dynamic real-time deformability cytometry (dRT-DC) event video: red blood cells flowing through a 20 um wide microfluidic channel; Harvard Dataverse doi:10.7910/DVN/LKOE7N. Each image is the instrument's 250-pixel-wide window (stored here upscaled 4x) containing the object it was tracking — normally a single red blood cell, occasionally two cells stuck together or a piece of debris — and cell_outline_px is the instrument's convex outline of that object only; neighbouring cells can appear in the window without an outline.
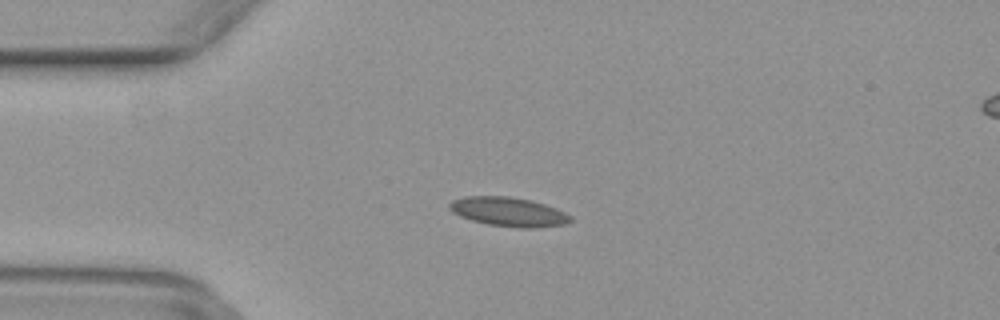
{"species": "common noctule bat (a hibernating species)", "species_latin": "Nyctalus noctula", "temperature_condition": "warm", "stored_images_in_passage": 46, "camera_frame_rate_fps": 3000, "um_per_image_px": 0.085, "animal": {"sex": "female", "body_mass_g": 29.2, "forearm_length_mm": 56.3}, "frame": {"image": 1, "passage_image": 8, "time_ms": 2.333, "image_size_px": [1000, 320], "cell_outline_px": [[572, 220], [564, 224], [536, 228], [520, 228], [488, 224], [472, 220], [460, 216], [452, 212], [448, 208], [448, 204], [452, 200], [464, 196], [508, 196], [532, 200], [556, 208], [572, 216]], "centroid_in_image_um": [43.21, 18.0], "position_along_channel_um": 41.8, "area_um2": 20.63}}
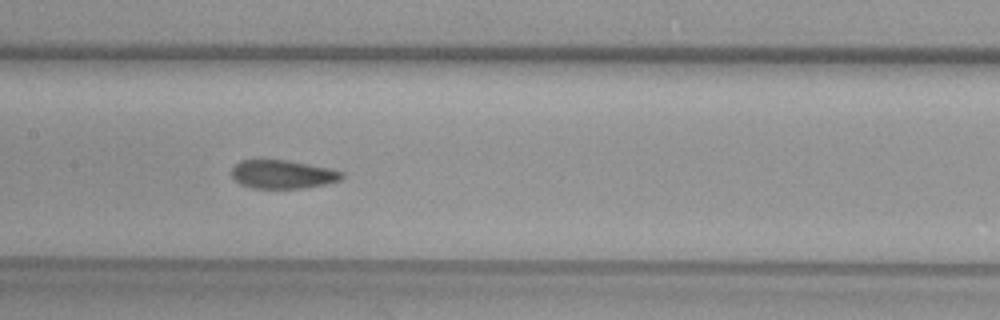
{"frame": {"image": 2, "passage_image": 20, "time_ms": 6.333, "image_size_px": [1000, 320], "cell_outline_px": [[344, 180], [324, 184], [300, 188], [252, 188], [240, 184], [232, 176], [232, 168], [240, 160], [288, 160], [328, 168], [344, 172]], "centroid_in_image_um": [24.05, 14.82], "position_along_channel_um": 183.4, "area_um2": 18.26}}
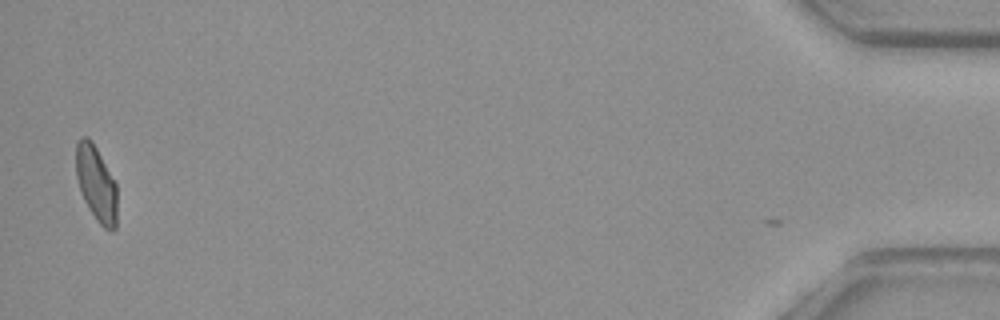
{"frame": {"image": 3, "passage_image": 45, "time_ms": 14.667, "image_size_px": [1000, 320], "cell_outline_px": [[116, 228], [112, 232], [108, 232], [96, 220], [88, 208], [80, 192], [76, 176], [76, 144], [80, 136], [88, 136], [92, 140], [116, 184]], "centroid_in_image_um": [8.16, 15.61], "position_along_channel_um": 427.0, "area_um2": 18.21}}